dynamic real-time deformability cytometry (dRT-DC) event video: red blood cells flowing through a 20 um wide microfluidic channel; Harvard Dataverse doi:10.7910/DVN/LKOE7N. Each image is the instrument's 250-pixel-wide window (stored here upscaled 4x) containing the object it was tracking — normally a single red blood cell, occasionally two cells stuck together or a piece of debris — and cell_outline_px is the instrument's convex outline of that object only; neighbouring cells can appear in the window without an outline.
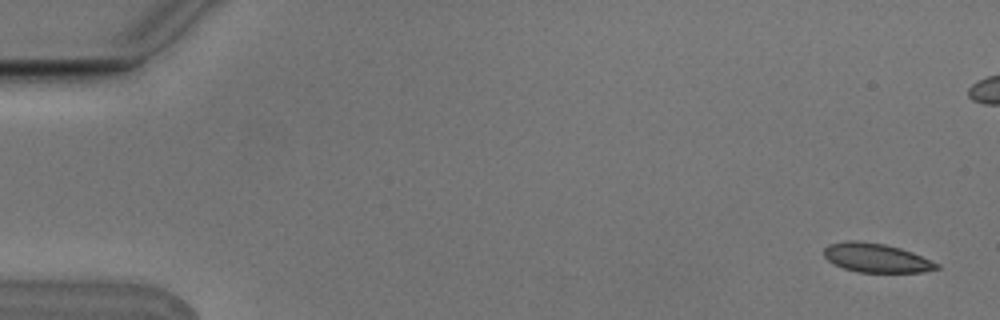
{"species": "Egyptian fruit bat (a non-hibernating species)", "species_latin": "Rousettus aegyptiacus", "temperature_condition": "cold", "stored_images_in_passage": 7, "camera_frame_rate_fps": 3000, "um_per_image_px": 0.085, "animal": {"sex": "male"}, "frame": {"image": 1, "passage_image": 1, "time_ms": 0.0, "image_size_px": [1000, 320], "cell_outline_px": [[940, 268], [924, 272], [856, 272], [832, 264], [824, 256], [824, 248], [828, 244], [844, 240], [860, 240], [884, 244], [900, 248], [912, 252], [932, 260], [940, 264]], "centroid_in_image_um": [74.47, 21.91], "position_along_channel_um": 10.5, "area_um2": 19.31}}
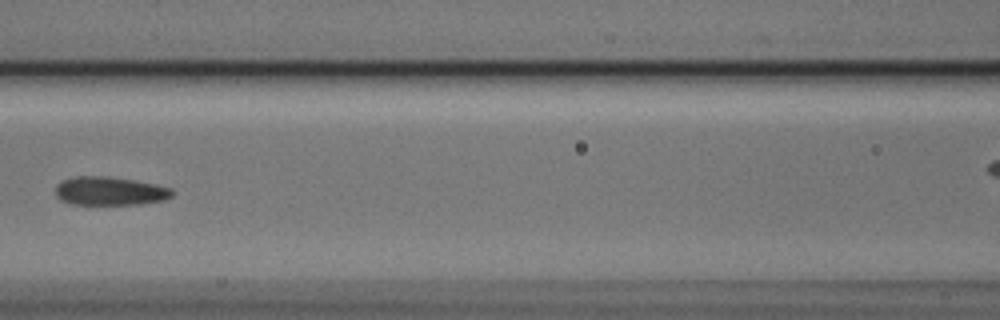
{"frame": {"image": 2, "passage_image": 7, "time_ms": 2.0, "image_size_px": [1000, 320], "cell_outline_px": [[176, 192], [172, 196], [164, 200], [140, 204], [72, 204], [60, 200], [56, 196], [56, 184], [60, 180], [76, 176], [108, 176], [156, 184], [172, 188]], "centroid_in_image_um": [9.34, 16.23], "position_along_channel_um": 157.3, "area_um2": 19.59}}